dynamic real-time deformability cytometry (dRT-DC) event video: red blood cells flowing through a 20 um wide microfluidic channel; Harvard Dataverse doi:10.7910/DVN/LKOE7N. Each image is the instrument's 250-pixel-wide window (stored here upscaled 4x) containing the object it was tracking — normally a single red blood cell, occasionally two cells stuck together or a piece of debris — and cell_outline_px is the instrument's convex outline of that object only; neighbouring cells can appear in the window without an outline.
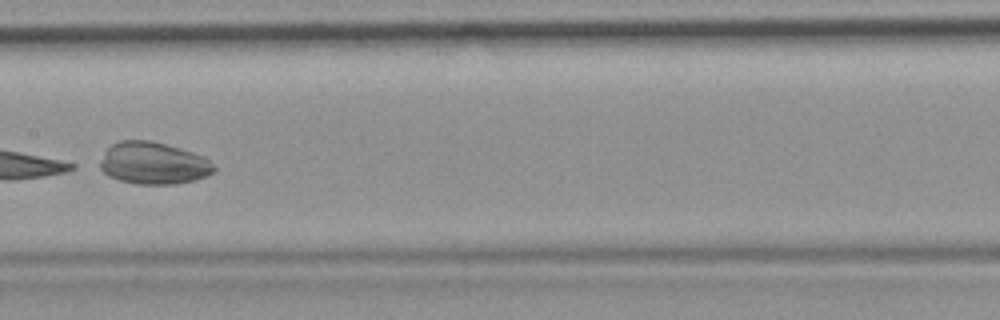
{"species": "common noctule bat (a hibernating species)", "species_latin": "Nyctalus noctula", "temperature_condition": "room temperature", "stored_images_in_passage": 9, "camera_frame_rate_fps": 3000, "um_per_image_px": 0.085, "animal": {"sex": "female", "body_mass_g": 19.9}, "frame": {"image": 1, "passage_image": 7, "time_ms": 7.333, "image_size_px": [1000, 320], "cell_outline_px": [[216, 172], [208, 176], [196, 180], [176, 184], [136, 184], [120, 180], [108, 176], [100, 168], [100, 164], [104, 152], [112, 144], [120, 140], [148, 140], [180, 148], [204, 156], [216, 168]], "centroid_in_image_um": [13.06, 13.88], "position_along_channel_um": 194.3, "area_um2": 28.03}}